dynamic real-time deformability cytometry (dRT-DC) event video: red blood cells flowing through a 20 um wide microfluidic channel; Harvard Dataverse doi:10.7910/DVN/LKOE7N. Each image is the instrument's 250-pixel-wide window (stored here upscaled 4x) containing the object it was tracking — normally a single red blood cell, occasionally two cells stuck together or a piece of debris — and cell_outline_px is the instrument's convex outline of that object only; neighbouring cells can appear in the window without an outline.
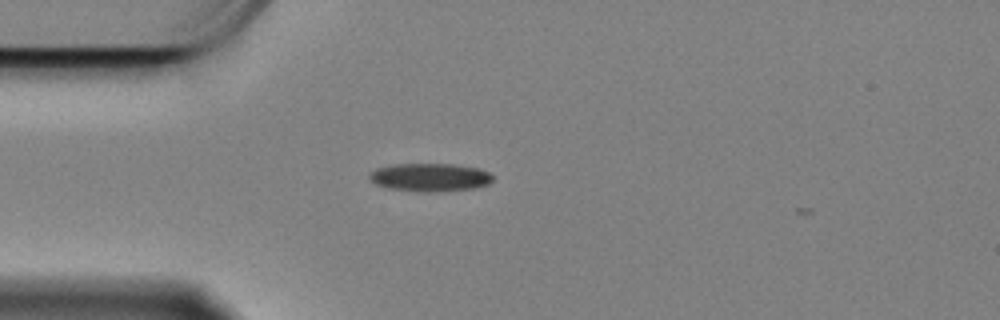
{"species": "Egyptian fruit bat (a non-hibernating species)", "species_latin": "Rousettus aegyptiacus", "temperature_condition": "cold", "stored_images_in_passage": 2, "camera_frame_rate_fps": 3000, "um_per_image_px": 0.085, "animal": {"sex": "female"}, "frame": {"image": 1, "passage_image": 1, "time_ms": 0.0, "image_size_px": [1000, 320], "cell_outline_px": [[492, 180], [488, 184], [476, 188], [436, 192], [416, 192], [388, 188], [376, 184], [368, 176], [376, 168], [396, 164], [452, 164], [480, 168], [488, 172], [492, 176]], "centroid_in_image_um": [36.56, 15.08], "position_along_channel_um": 48.4, "area_um2": 20.29}}